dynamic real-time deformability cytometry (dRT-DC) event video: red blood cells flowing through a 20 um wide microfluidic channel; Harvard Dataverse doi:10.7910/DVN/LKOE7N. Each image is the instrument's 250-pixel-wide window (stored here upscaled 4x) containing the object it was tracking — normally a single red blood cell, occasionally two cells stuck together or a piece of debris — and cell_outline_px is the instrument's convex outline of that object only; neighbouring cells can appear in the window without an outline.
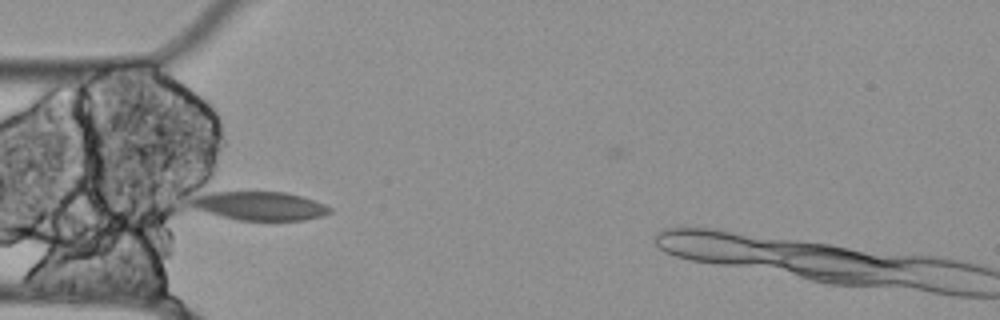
{"species": "Egyptian fruit bat (a non-hibernating species)", "species_latin": "Rousettus aegyptiacus", "temperature_condition": "cold", "stored_images_in_passage": 35, "camera_frame_rate_fps": 3000, "um_per_image_px": 0.085, "animal": {"sex": "female"}, "frame": {"image": 1, "passage_image": 1, "time_ms": 0.0, "image_size_px": [1000, 320], "cell_outline_px": [[332, 212], [324, 216], [304, 220], [240, 220], [208, 212], [196, 208], [188, 204], [188, 200], [196, 184], [200, 180], [284, 192], [300, 196], [324, 204], [332, 208]], "centroid_in_image_um": [21.58, 17.26], "position_along_channel_um": 63.4, "area_um2": 27.4}}
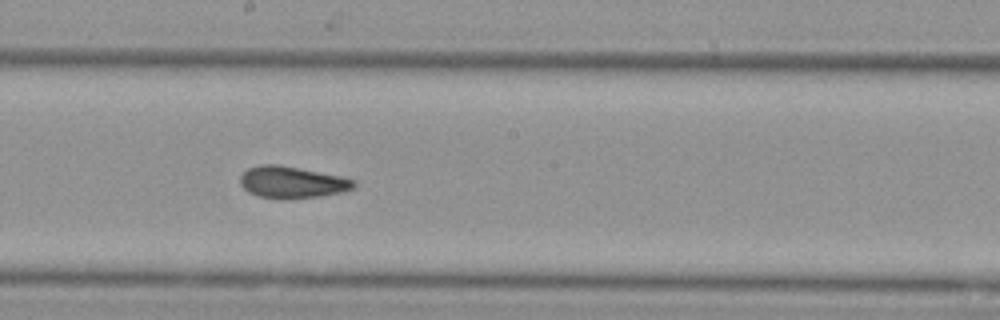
{"frame": {"image": 2, "passage_image": 14, "time_ms": 4.333, "image_size_px": [1000, 320], "cell_outline_px": [[356, 184], [352, 188], [344, 192], [320, 196], [284, 200], [280, 200], [260, 196], [248, 192], [240, 184], [240, 176], [248, 168], [260, 164], [276, 164], [300, 168], [340, 176], [356, 180]], "centroid_in_image_um": [24.82, 15.5], "position_along_channel_um": 223.4, "area_um2": 21.21}}
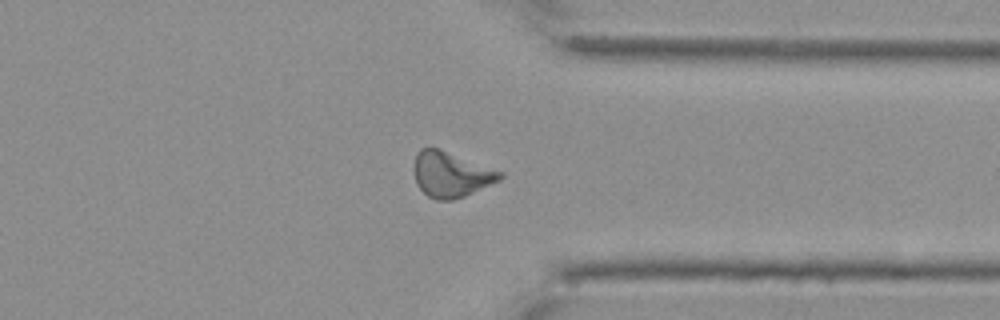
{"frame": {"image": 3, "passage_image": 27, "time_ms": 8.667, "image_size_px": [1000, 320], "cell_outline_px": [[504, 176], [500, 180], [464, 196], [452, 200], [436, 200], [428, 196], [416, 184], [412, 168], [416, 152], [420, 148], [440, 148], [504, 172]], "centroid_in_image_um": [38.31, 14.81], "position_along_channel_um": 373.1, "area_um2": 23.0}, "authors_computed_cell_mechanics": {"area_um2": 21.3282, "velocity_mm_per_s": 3.5117, "shape_relaxation_time_tau1_ms": null, "shape_relaxation_time_tau2_ms": 4.247, "deformation_change_tau1": null, "deformation_change_tau2": 0.1179}}